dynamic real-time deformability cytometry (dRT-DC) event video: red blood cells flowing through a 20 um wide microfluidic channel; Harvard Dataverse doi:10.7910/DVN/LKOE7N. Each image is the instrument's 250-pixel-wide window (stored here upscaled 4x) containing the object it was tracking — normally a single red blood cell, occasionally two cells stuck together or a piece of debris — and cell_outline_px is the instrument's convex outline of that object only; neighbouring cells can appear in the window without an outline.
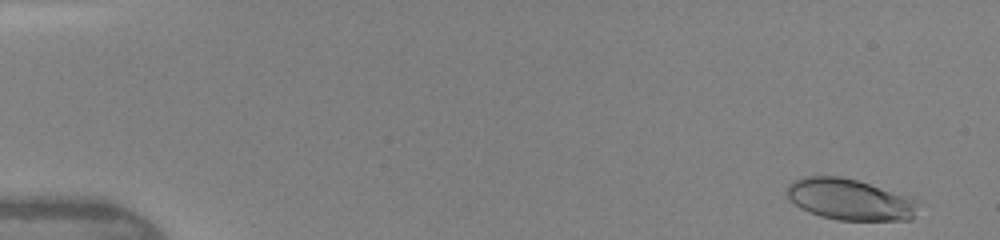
{"species": "human", "species_latin": "Homo sapiens", "temperature_condition": "warm", "stored_images_in_passage": 13, "camera_frame_rate_fps": 3000, "um_per_image_px": 0.085, "donor": {"sex": "female"}, "frame": {"image": 1, "passage_image": 1, "time_ms": 0.0, "image_size_px": [1000, 240], "cell_outline_px": [[916, 200], [912, 220], [836, 220], [820, 216], [808, 212], [800, 208], [788, 196], [788, 184], [804, 176], [840, 176], [856, 180]], "centroid_in_image_um": [72.16, 16.97], "position_along_channel_um": 12.8, "area_um2": 30.75}}
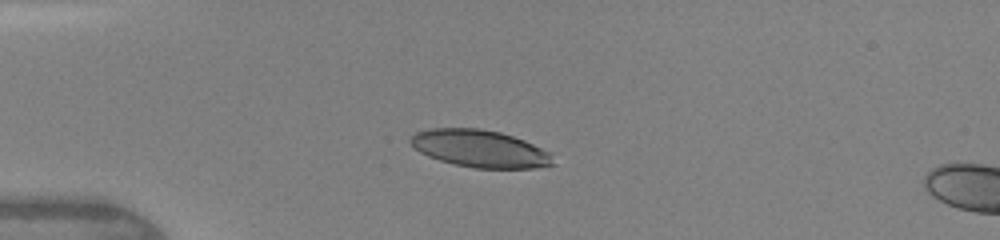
{"frame": {"image": 2, "passage_image": 10, "time_ms": 3.333, "image_size_px": [1000, 240], "cell_outline_px": [[556, 164], [536, 168], [472, 168], [440, 160], [428, 156], [420, 152], [408, 140], [416, 132], [432, 128], [480, 128], [500, 132], [524, 140], [552, 152]], "centroid_in_image_um": [40.85, 12.64], "position_along_channel_um": 44.1, "area_um2": 31.1}}
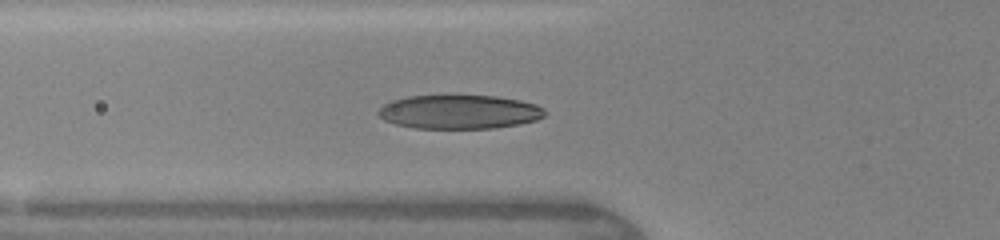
{"frame": {"image": 3, "passage_image": 13, "time_ms": 5.0, "image_size_px": [1000, 240], "cell_outline_px": [[548, 112], [544, 116], [536, 120], [520, 124], [496, 128], [412, 128], [396, 124], [384, 120], [376, 112], [384, 104], [392, 100], [408, 96], [496, 96], [520, 100], [536, 104], [544, 108]], "centroid_in_image_um": [39.07, 9.51], "position_along_channel_um": 86.7, "area_um2": 33.0}}